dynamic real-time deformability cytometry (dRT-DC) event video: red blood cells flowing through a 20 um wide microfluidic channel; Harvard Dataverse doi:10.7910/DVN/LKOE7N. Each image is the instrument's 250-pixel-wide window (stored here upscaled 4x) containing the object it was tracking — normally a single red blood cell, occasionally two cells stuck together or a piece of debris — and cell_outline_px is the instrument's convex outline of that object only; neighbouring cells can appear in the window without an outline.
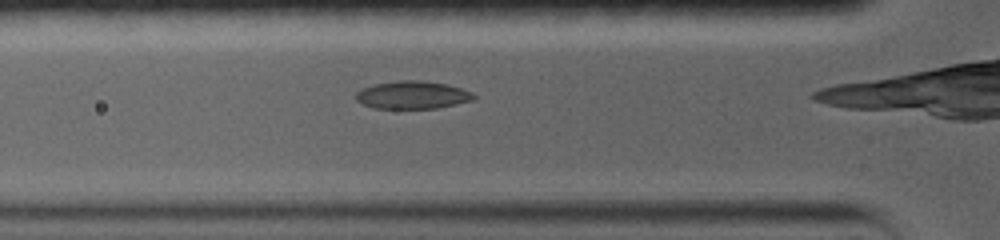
{"species": "common noctule bat (a hibernating species)", "species_latin": "Nyctalus noctula", "temperature_condition": "warm", "stored_images_in_passage": 2, "camera_frame_rate_fps": 5000, "um_per_image_px": 0.085, "animal": {"sex": "female", "body_mass_g": 19.0, "forearm_length_mm": 56.7}, "frame": {"image": 1, "passage_image": 2, "time_ms": 0.8, "image_size_px": [1000, 240], "cell_outline_px": [[476, 100], [436, 108], [372, 108], [356, 100], [356, 92], [364, 88], [376, 84], [400, 80], [420, 80], [444, 84], [460, 88], [472, 92], [476, 96]], "centroid_in_image_um": [35.09, 8.08], "position_along_channel_um": 90.7, "area_um2": 18.9}}